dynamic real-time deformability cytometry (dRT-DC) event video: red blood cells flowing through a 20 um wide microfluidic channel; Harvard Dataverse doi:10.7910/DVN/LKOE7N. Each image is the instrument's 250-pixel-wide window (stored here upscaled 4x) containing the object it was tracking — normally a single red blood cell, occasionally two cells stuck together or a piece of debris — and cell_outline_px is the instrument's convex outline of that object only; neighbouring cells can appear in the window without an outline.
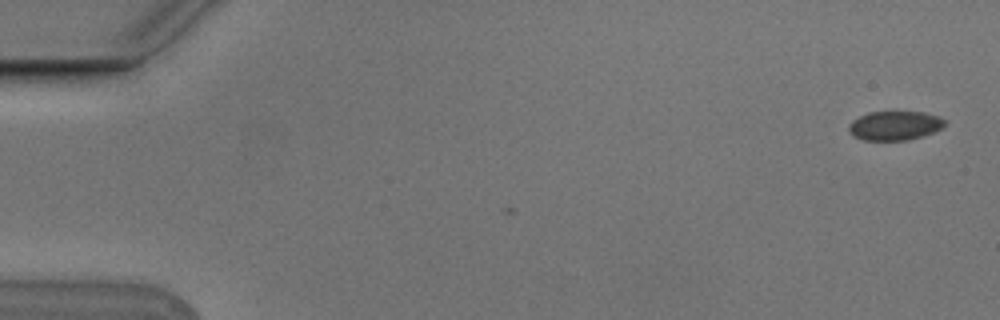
{"species": "Egyptian fruit bat (a non-hibernating species)", "species_latin": "Rousettus aegyptiacus", "temperature_condition": "cold", "stored_images_in_passage": 10, "camera_frame_rate_fps": 3000, "um_per_image_px": 0.085, "animal": {"sex": "male"}, "frame": {"image": 1, "passage_image": 1, "time_ms": 0.0, "image_size_px": [1000, 320], "cell_outline_px": [[948, 120], [940, 128], [924, 136], [908, 140], [864, 140], [852, 136], [848, 132], [848, 124], [852, 120], [868, 112], [924, 112], [940, 116]], "centroid_in_image_um": [76.04, 10.67], "position_along_channel_um": 9.0, "area_um2": 16.47}}
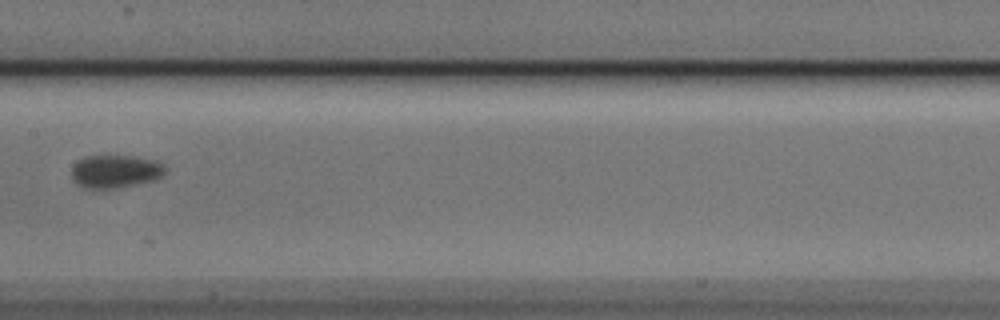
{"frame": {"image": 2, "passage_image": 8, "time_ms": 2.333, "image_size_px": [1000, 320], "cell_outline_px": [[164, 172], [160, 176], [152, 180], [136, 184], [112, 188], [88, 188], [76, 184], [72, 180], [72, 168], [76, 160], [84, 156], [132, 156], [156, 160], [164, 164]], "centroid_in_image_um": [9.75, 14.55], "position_along_channel_um": 197.6, "area_um2": 17.86}}
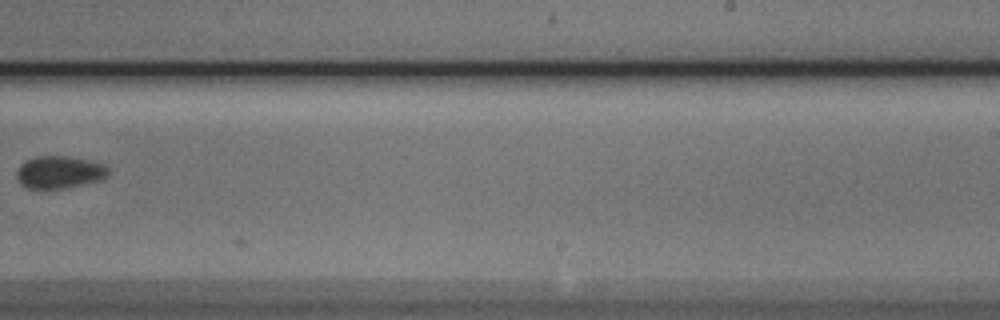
{"frame": {"image": 3, "passage_image": 10, "time_ms": 3.0, "image_size_px": [1000, 320], "cell_outline_px": [[108, 176], [100, 180], [64, 188], [28, 188], [20, 184], [16, 176], [16, 172], [20, 164], [36, 156], [72, 156], [104, 164], [108, 168]], "centroid_in_image_um": [5.04, 14.62], "position_along_channel_um": 284.0, "area_um2": 17.28}}